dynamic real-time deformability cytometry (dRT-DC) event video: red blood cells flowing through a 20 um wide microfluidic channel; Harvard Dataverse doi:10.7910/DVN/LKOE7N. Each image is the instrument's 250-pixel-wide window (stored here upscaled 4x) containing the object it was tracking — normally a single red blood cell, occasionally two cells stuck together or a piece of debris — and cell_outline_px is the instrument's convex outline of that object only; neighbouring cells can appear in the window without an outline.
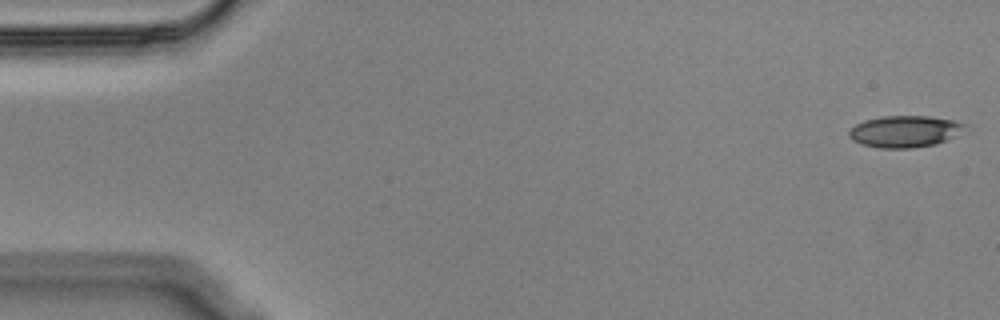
{"species": "Egyptian fruit bat (a non-hibernating species)", "species_latin": "Rousettus aegyptiacus", "temperature_condition": "cold", "stored_images_in_passage": 17, "camera_frame_rate_fps": 3000, "um_per_image_px": 0.085, "animal": {"sex": "male"}, "frame": {"image": 1, "passage_image": 1, "time_ms": 0.0, "image_size_px": [1000, 320], "cell_outline_px": [[968, 124], [952, 136], [936, 144], [912, 148], [880, 148], [864, 144], [852, 140], [848, 136], [848, 132], [856, 124], [864, 120], [884, 116], [928, 116], [952, 120]], "centroid_in_image_um": [76.85, 11.17], "position_along_channel_um": 8.2, "area_um2": 20.98}}
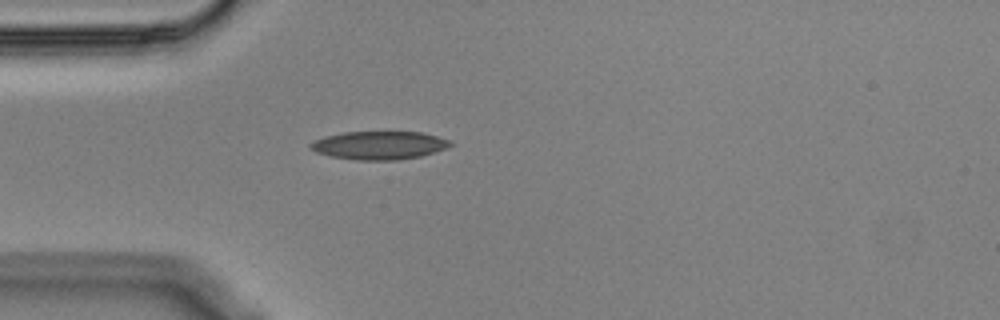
{"frame": {"image": 2, "passage_image": 15, "time_ms": 4.667, "image_size_px": [1000, 320], "cell_outline_px": [[456, 144], [448, 148], [420, 156], [396, 160], [356, 160], [332, 156], [316, 152], [308, 144], [324, 136], [344, 132], [420, 132], [452, 140]], "centroid_in_image_um": [32.29, 12.35], "position_along_channel_um": 52.7, "area_um2": 23.0}}